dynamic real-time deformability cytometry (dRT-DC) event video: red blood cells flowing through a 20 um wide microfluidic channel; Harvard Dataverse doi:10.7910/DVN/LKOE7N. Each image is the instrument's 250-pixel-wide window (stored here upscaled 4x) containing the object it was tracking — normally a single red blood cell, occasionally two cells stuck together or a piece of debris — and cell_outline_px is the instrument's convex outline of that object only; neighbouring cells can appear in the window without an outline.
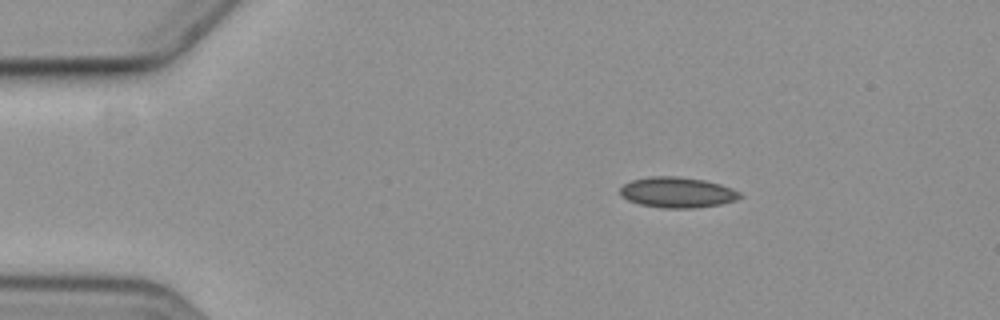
{"species": "common noctule bat (a hibernating species)", "species_latin": "Nyctalus noctula", "temperature_condition": "cold", "stored_images_in_passage": 4, "camera_frame_rate_fps": 3000, "um_per_image_px": 0.085, "animal": {"sex": "female", "body_mass_g": 19.3, "forearm_length_mm": 54.1}, "frame": {"image": 1, "passage_image": 2, "time_ms": 1.333, "image_size_px": [1000, 320], "cell_outline_px": [[744, 196], [736, 200], [720, 204], [696, 208], [664, 208], [640, 204], [628, 200], [620, 192], [620, 188], [624, 184], [632, 180], [648, 176], [676, 176], [704, 180], [720, 184], [732, 188], [740, 192]], "centroid_in_image_um": [57.6, 16.35], "position_along_channel_um": 27.4, "area_um2": 21.33}}